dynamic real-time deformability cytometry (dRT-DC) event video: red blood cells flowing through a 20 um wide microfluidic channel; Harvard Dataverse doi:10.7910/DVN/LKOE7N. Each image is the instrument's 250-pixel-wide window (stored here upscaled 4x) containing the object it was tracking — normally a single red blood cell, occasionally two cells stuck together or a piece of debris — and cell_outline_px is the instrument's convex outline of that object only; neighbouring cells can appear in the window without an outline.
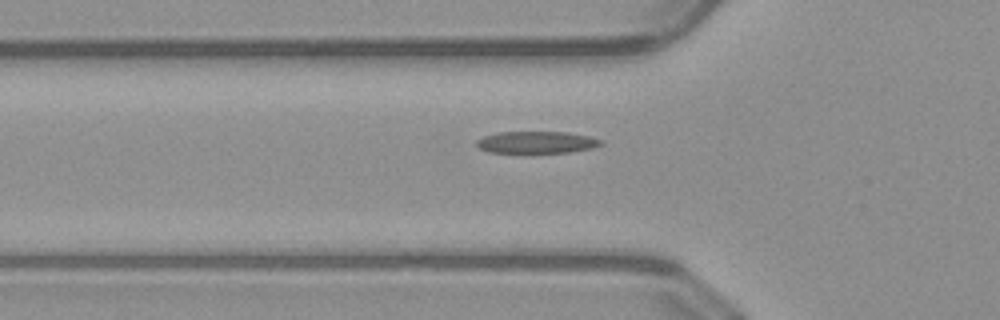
{"species": "common noctule bat (a hibernating species)", "species_latin": "Nyctalus noctula", "temperature_condition": "warm", "stored_images_in_passage": 38, "camera_frame_rate_fps": 3000, "um_per_image_px": 0.085, "animal": {"sex": "male", "body_mass_g": 23.1, "forearm_length_mm": 52.7}, "frame": {"image": 1, "passage_image": 9, "time_ms": 2.667, "image_size_px": [1000, 320], "cell_outline_px": [[604, 144], [592, 148], [568, 152], [532, 156], [488, 152], [480, 148], [476, 144], [476, 140], [484, 136], [496, 132], [568, 132], [588, 136], [604, 140]], "centroid_in_image_um": [45.59, 12.15], "position_along_channel_um": 80.2, "area_um2": 16.99}}
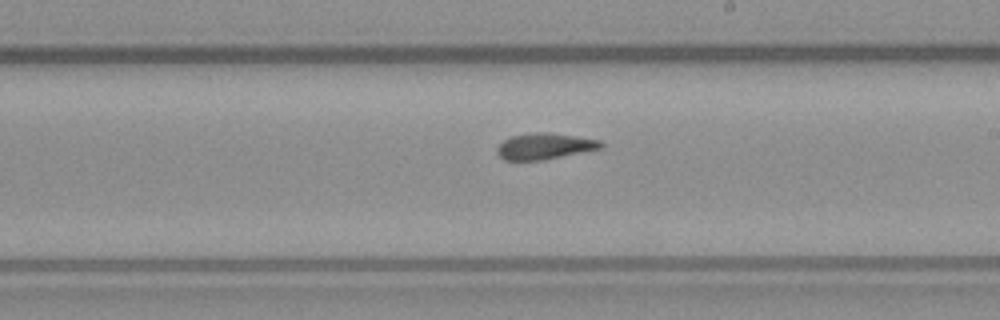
{"frame": {"image": 2, "passage_image": 21, "time_ms": 6.667, "image_size_px": [1000, 320], "cell_outline_px": [[604, 148], [544, 160], [504, 160], [496, 152], [496, 148], [504, 140], [512, 136], [536, 132], [548, 132], [600, 140], [604, 144]], "centroid_in_image_um": [46.32, 12.43], "position_along_channel_um": 242.7, "area_um2": 15.84}}
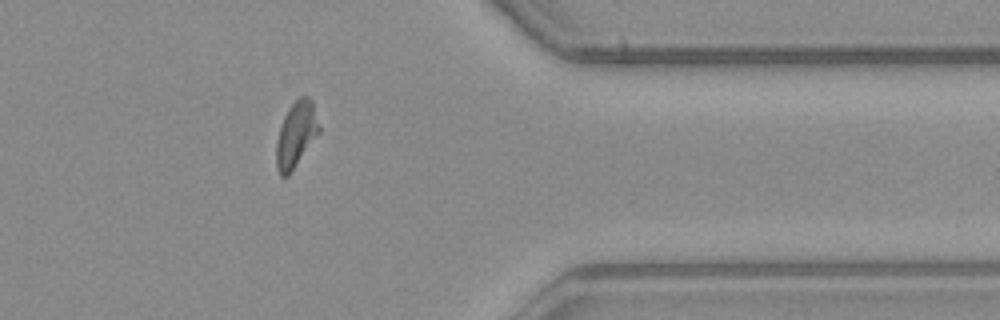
{"frame": {"image": 3, "passage_image": 33, "time_ms": 10.667, "image_size_px": [1000, 320], "cell_outline_px": [[320, 132], [288, 176], [280, 176], [276, 168], [276, 140], [284, 116], [288, 108], [300, 96], [308, 96], [312, 100], [320, 128]], "centroid_in_image_um": [25.16, 11.43], "position_along_channel_um": 386.2, "area_um2": 16.3}, "authors_computed_cell_mechanics": {"area_um2": 16.3285, "velocity_mm_per_s": 4.0446, "shape_relaxation_time_tau1_ms": null, "shape_relaxation_time_tau2_ms": 1.8505, "deformation_change_tau1": null, "deformation_change_tau2": 0.0934}}